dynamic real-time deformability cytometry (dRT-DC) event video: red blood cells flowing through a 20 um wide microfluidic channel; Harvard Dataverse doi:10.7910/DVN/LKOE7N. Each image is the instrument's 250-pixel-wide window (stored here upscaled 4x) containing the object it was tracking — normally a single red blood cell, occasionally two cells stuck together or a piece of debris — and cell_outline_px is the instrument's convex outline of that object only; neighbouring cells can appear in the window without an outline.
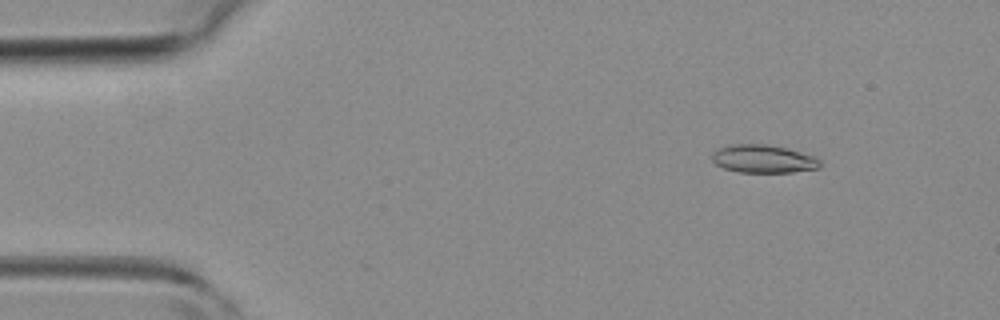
{"species": "common noctule bat (a hibernating species)", "species_latin": "Nyctalus noctula", "temperature_condition": "room temperature", "stored_images_in_passage": 4, "camera_frame_rate_fps": 3000, "um_per_image_px": 0.085, "animal": {"sex": "female", "body_mass_g": 19.3, "forearm_length_mm": 54.1}, "frame": {"image": 1, "passage_image": 2, "time_ms": 1.333, "image_size_px": [1000, 320], "cell_outline_px": [[820, 168], [792, 172], [740, 172], [724, 168], [716, 164], [712, 160], [712, 152], [720, 148], [732, 144], [768, 144], [788, 148], [812, 156], [820, 160]], "centroid_in_image_um": [64.87, 13.5], "position_along_channel_um": 20.1, "area_um2": 17.57}}